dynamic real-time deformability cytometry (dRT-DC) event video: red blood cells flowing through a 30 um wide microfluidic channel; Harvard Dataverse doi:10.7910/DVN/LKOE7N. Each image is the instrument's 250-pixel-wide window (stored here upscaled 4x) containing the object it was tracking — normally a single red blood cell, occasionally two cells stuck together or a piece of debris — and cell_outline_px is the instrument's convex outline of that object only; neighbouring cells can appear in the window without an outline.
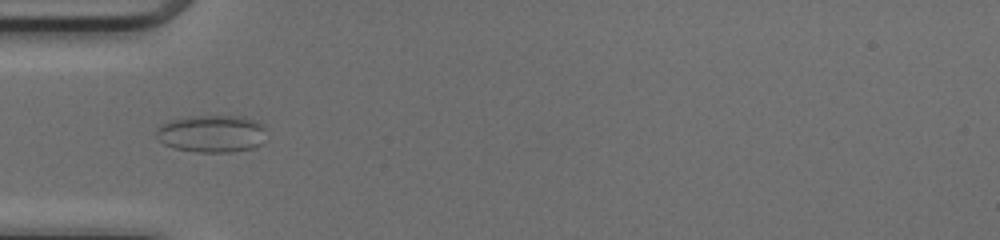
{"species": "common noctule bat (a hibernating species)", "species_latin": "Nyctalus noctula", "temperature_condition": "cold", "stored_images_in_passage": 52, "camera_frame_rate_fps": 3000, "um_per_image_px": 0.085, "animal": {"sex": "female", "body_mass_g": 17.0, "forearm_length_mm": 48.0}, "frame": {"image": 1, "passage_image": 17, "time_ms": 5.333, "image_size_px": [1000, 240], "cell_outline_px": [[264, 144], [252, 148], [232, 152], [196, 152], [176, 148], [164, 144], [156, 136], [156, 128], [160, 124], [168, 120], [192, 116], [244, 116], [256, 120], [264, 124]], "centroid_in_image_um": [18.01, 11.35], "position_along_channel_um": 67.0, "area_um2": 24.28}}
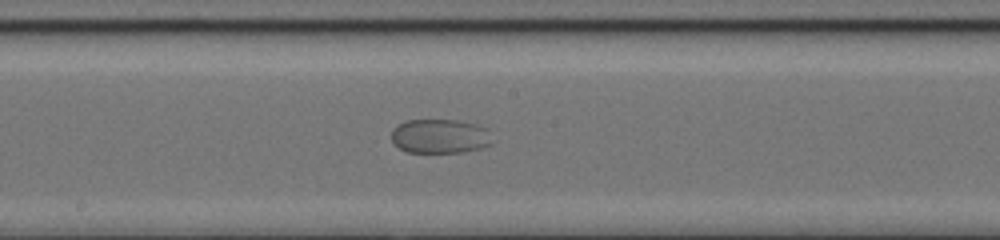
{"frame": {"image": 2, "passage_image": 28, "time_ms": 9.0, "image_size_px": [1000, 240], "cell_outline_px": [[492, 144], [480, 148], [464, 152], [408, 152], [400, 148], [392, 140], [392, 128], [396, 124], [408, 120], [456, 120], [476, 124], [488, 128]], "centroid_in_image_um": [37.4, 11.57], "position_along_channel_um": 210.8, "area_um2": 20.17}}
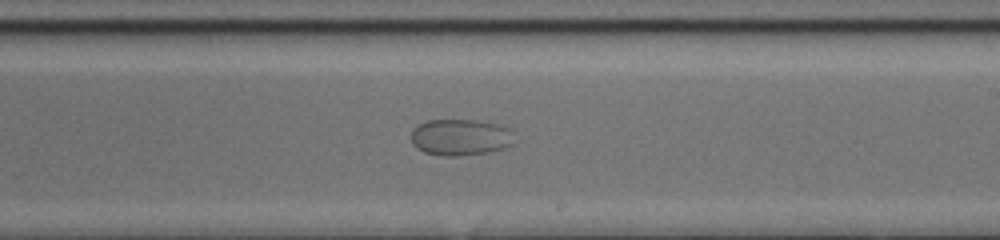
{"frame": {"image": 3, "passage_image": 31, "time_ms": 10.0, "image_size_px": [1000, 240], "cell_outline_px": [[512, 144], [504, 148], [488, 152], [460, 156], [440, 156], [424, 152], [416, 148], [412, 144], [412, 128], [428, 120], [476, 120], [496, 124], [508, 128]], "centroid_in_image_um": [39.07, 11.68], "position_along_channel_um": 249.9, "area_um2": 21.73}}